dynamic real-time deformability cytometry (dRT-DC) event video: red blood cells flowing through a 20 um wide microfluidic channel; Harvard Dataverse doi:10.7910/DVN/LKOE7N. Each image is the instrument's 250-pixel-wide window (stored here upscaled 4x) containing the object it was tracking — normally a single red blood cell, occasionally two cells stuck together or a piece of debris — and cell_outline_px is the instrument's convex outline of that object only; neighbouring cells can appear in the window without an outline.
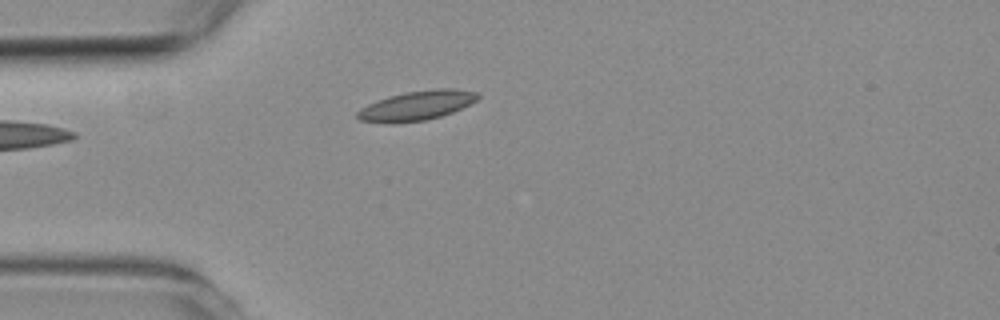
{"species": "common noctule bat (a hibernating species)", "species_latin": "Nyctalus noctula", "temperature_condition": "room temperature", "stored_images_in_passage": 4, "camera_frame_rate_fps": 3000, "um_per_image_px": 0.085, "animal": {"sex": "female", "body_mass_g": 19.3, "forearm_length_mm": 54.1}, "frame": {"image": 1, "passage_image": 4, "time_ms": 3.333, "image_size_px": [1000, 320], "cell_outline_px": [[480, 96], [476, 100], [452, 112], [440, 116], [424, 120], [360, 120], [356, 116], [356, 112], [360, 108], [376, 100], [388, 96], [404, 92], [436, 88], [452, 88], [476, 92]], "centroid_in_image_um": [35.46, 8.91], "position_along_channel_um": 49.5, "area_um2": 19.77}}